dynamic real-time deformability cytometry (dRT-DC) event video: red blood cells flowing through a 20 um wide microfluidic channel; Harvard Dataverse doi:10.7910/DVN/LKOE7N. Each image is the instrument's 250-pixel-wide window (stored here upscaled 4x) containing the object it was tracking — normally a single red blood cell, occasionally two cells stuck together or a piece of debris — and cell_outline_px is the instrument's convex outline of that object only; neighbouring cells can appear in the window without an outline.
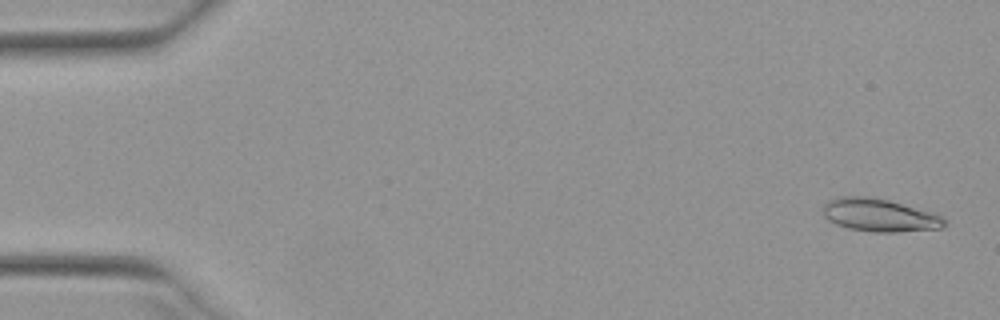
{"species": "Egyptian fruit bat (a non-hibernating species)", "species_latin": "Rousettus aegyptiacus", "temperature_condition": "warm", "stored_images_in_passage": 51, "camera_frame_rate_fps": 3000, "um_per_image_px": 0.085, "animal": {"sex": "female"}, "frame": {"image": 1, "passage_image": 2, "time_ms": 0.333, "image_size_px": [1000, 320], "cell_outline_px": [[948, 224], [944, 228], [896, 232], [872, 232], [848, 228], [836, 224], [828, 220], [824, 216], [824, 204], [828, 200], [836, 196], [868, 196], [888, 200], [932, 212], [948, 220]], "centroid_in_image_um": [74.77, 18.29], "position_along_channel_um": 10.2, "area_um2": 23.47}}
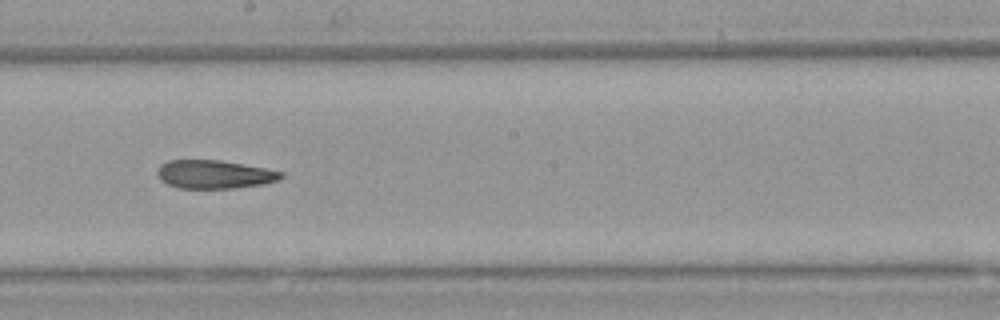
{"frame": {"image": 2, "passage_image": 29, "time_ms": 9.333, "image_size_px": [1000, 320], "cell_outline_px": [[284, 176], [280, 180], [264, 184], [232, 188], [180, 188], [168, 184], [160, 180], [156, 172], [160, 164], [168, 160], [220, 160], [264, 168], [284, 172]], "centroid_in_image_um": [18.22, 14.82], "position_along_channel_um": 230.0, "area_um2": 20.52}}
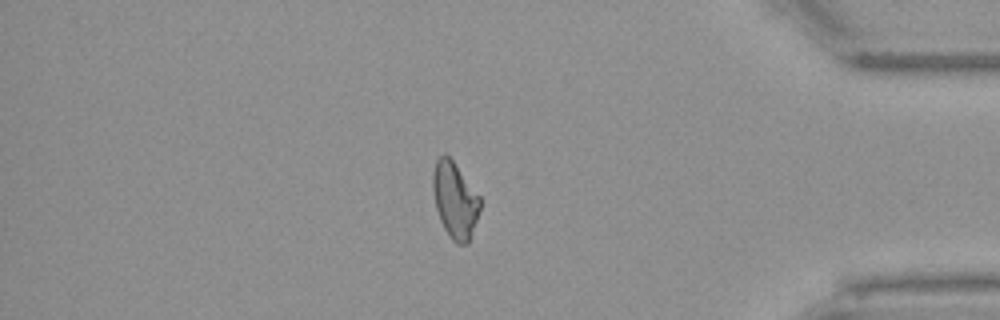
{"frame": {"image": 3, "passage_image": 44, "time_ms": 14.333, "image_size_px": [1000, 320], "cell_outline_px": [[480, 208], [468, 244], [456, 244], [452, 240], [444, 228], [440, 220], [436, 208], [432, 192], [432, 172], [436, 160], [444, 152], [452, 160], [480, 196]], "centroid_in_image_um": [38.64, 17.0], "position_along_channel_um": 396.6, "area_um2": 20.87}, "authors_computed_cell_mechanics": {"area_um2": 21.675, "velocity_mm_per_s": 3.9732, "shape_relaxation_time_tau1_ms": 10.5635, "shape_relaxation_time_tau2_ms": 4.2143, "deformation_change_tau1": 0.2483, "deformation_change_tau2": 0.1301}}